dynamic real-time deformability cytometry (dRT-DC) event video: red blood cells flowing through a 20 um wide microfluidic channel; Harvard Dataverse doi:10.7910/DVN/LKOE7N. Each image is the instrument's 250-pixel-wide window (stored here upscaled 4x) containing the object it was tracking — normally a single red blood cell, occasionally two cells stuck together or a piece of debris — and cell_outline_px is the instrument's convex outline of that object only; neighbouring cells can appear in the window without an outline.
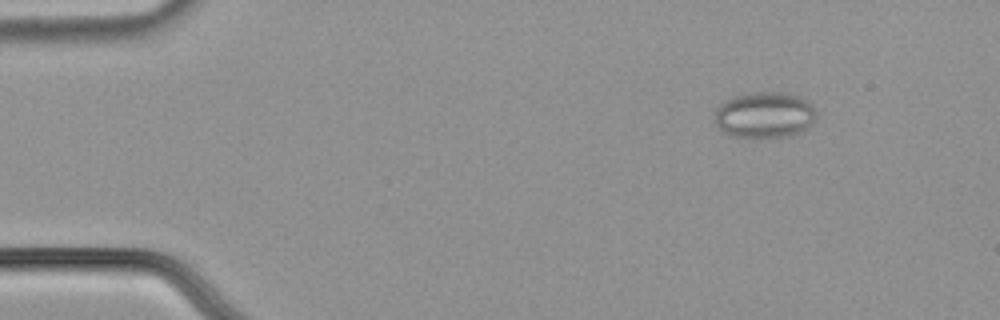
{"species": "common noctule bat (a hibernating species)", "species_latin": "Nyctalus noctula", "temperature_condition": "cold", "stored_images_in_passage": 52, "camera_frame_rate_fps": 3000, "um_per_image_px": 0.085, "animal": {"sex": "male", "body_mass_g": 21.5, "forearm_length_mm": 52.0}, "frame": {"image": 1, "passage_image": 3, "time_ms": 0.667, "image_size_px": [1000, 320], "cell_outline_px": [[816, 116], [812, 124], [808, 128], [800, 132], [788, 136], [728, 136], [716, 124], [716, 108], [724, 100], [732, 96], [756, 92], [780, 92], [800, 96], [816, 112]], "centroid_in_image_um": [64.97, 9.76], "position_along_channel_um": 20.0, "area_um2": 26.93}}
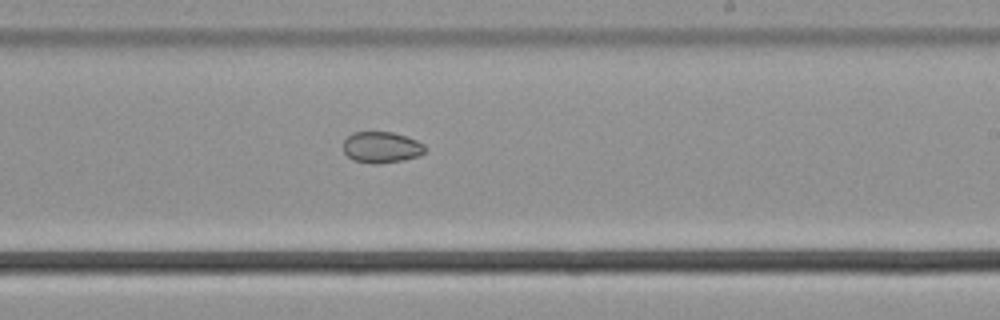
{"frame": {"image": 2, "passage_image": 30, "time_ms": 9.667, "image_size_px": [1000, 320], "cell_outline_px": [[428, 148], [420, 156], [404, 160], [376, 164], [352, 160], [344, 152], [344, 140], [352, 132], [392, 132], [416, 140], [424, 144]], "centroid_in_image_um": [32.44, 12.52], "position_along_channel_um": 256.6, "area_um2": 14.91}}
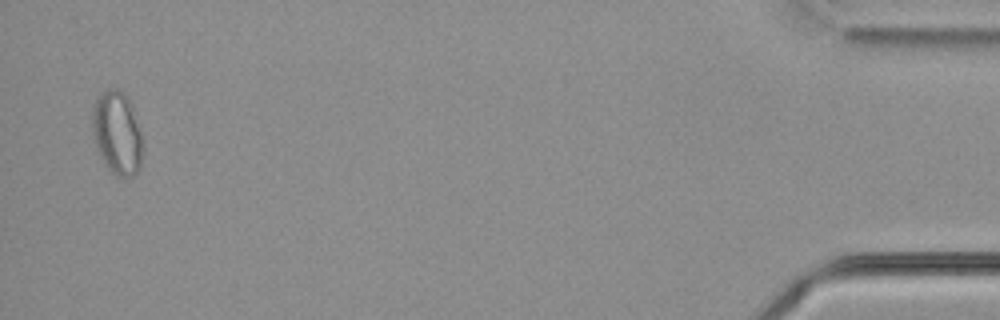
{"frame": {"image": 3, "passage_image": 51, "time_ms": 16.667, "image_size_px": [1000, 320], "cell_outline_px": [[144, 148], [140, 168], [132, 176], [120, 176], [112, 172], [104, 164], [96, 148], [92, 132], [92, 108], [100, 92], [108, 88], [120, 88], [128, 96], [132, 104], [144, 144]], "centroid_in_image_um": [9.96, 11.26], "position_along_channel_um": 425.2, "area_um2": 25.03}, "authors_computed_cell_mechanics": {"area_um2": 19.5075, "velocity_mm_per_s": 3.6636, "shape_relaxation_time_tau1_ms": null, "shape_relaxation_time_tau2_ms": 4.5644, "deformation_change_tau1": null, "deformation_change_tau2": 0.0514}}